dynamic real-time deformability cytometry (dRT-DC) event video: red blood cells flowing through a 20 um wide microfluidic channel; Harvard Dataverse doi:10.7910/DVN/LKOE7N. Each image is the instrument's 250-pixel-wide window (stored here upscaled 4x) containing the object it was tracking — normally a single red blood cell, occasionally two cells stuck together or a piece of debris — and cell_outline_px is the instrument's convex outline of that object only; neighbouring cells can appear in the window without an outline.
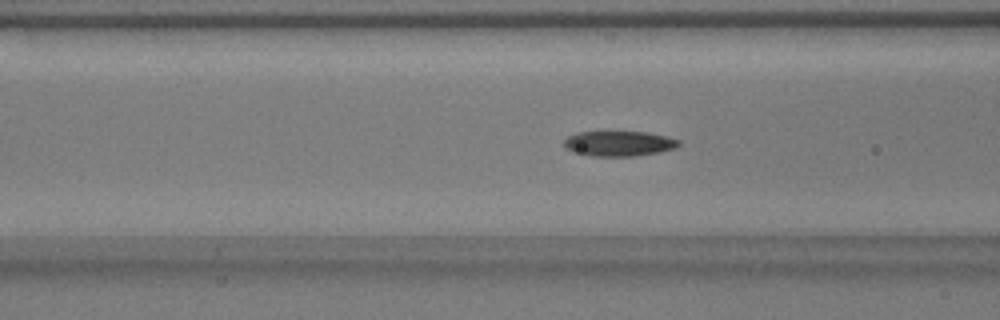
{"species": "common noctule bat (a hibernating species)", "species_latin": "Nyctalus noctula", "temperature_condition": "warm", "stored_images_in_passage": 39, "camera_frame_rate_fps": 3000, "um_per_image_px": 0.085, "animal": {"sex": "male", "body_mass_g": 17.9}, "frame": {"image": 1, "passage_image": 16, "time_ms": 5.0, "image_size_px": [1000, 320], "cell_outline_px": [[680, 144], [676, 148], [660, 152], [632, 156], [592, 156], [572, 152], [564, 148], [564, 140], [568, 136], [576, 132], [644, 132], [664, 136], [680, 140]], "centroid_in_image_um": [52.57, 12.21], "position_along_channel_um": 114.0, "area_um2": 16.82}}
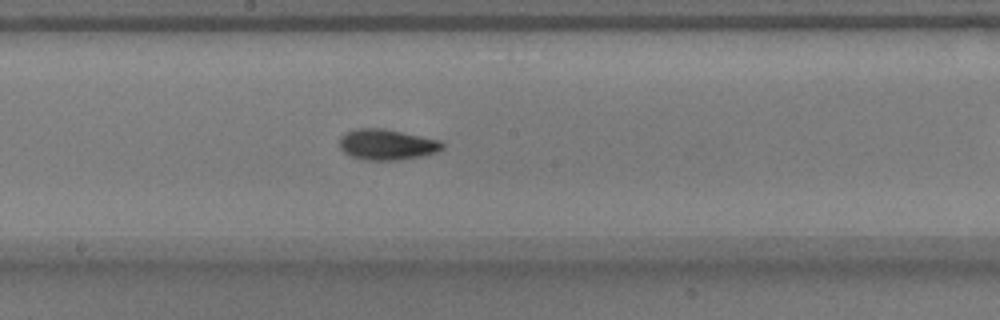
{"frame": {"image": 2, "passage_image": 24, "time_ms": 7.667, "image_size_px": [1000, 320], "cell_outline_px": [[444, 148], [436, 152], [420, 156], [396, 160], [364, 160], [352, 156], [344, 152], [340, 148], [340, 136], [356, 128], [384, 128], [440, 140], [444, 144]], "centroid_in_image_um": [32.88, 12.28], "position_along_channel_um": 215.3, "area_um2": 18.32}}
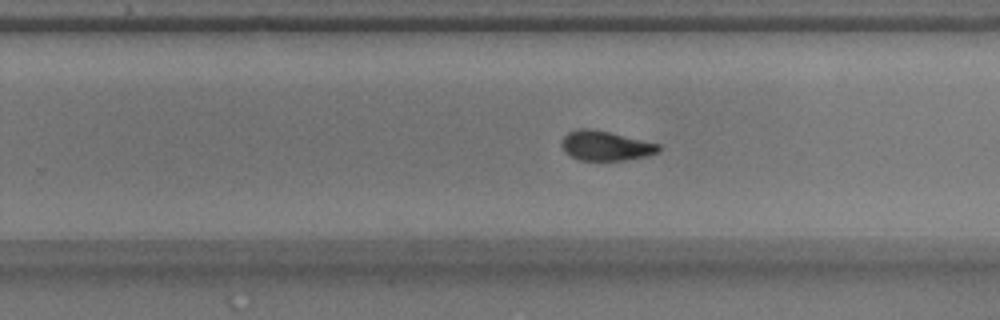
{"frame": {"image": 3, "passage_image": 29, "time_ms": 9.333, "image_size_px": [1000, 320], "cell_outline_px": [[660, 148], [656, 152], [644, 156], [624, 160], [580, 160], [564, 152], [560, 144], [560, 140], [568, 132], [576, 128], [592, 128], [660, 144]], "centroid_in_image_um": [51.4, 12.37], "position_along_channel_um": 278.4, "area_um2": 16.7}}